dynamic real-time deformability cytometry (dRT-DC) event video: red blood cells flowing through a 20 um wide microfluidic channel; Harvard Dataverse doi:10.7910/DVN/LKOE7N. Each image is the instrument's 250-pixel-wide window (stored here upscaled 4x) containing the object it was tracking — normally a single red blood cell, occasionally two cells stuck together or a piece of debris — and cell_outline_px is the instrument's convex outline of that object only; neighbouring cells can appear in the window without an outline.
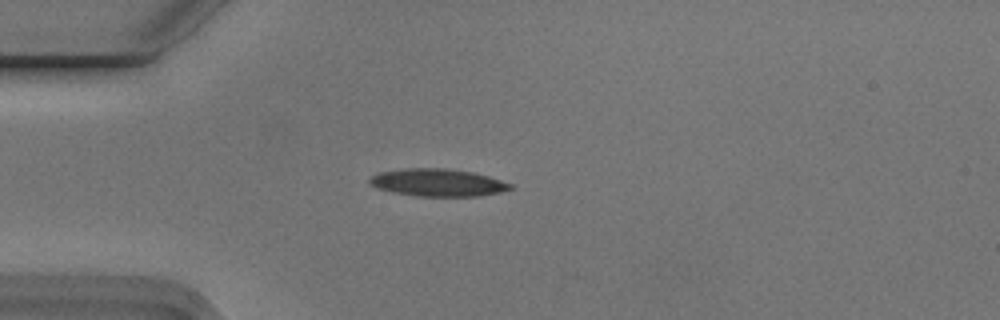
{"species": "Egyptian fruit bat (a non-hibernating species)", "species_latin": "Rousettus aegyptiacus", "temperature_condition": "cold", "stored_images_in_passage": 4, "camera_frame_rate_fps": 3000, "um_per_image_px": 0.085, "animal": {"sex": "male"}, "frame": {"image": 1, "passage_image": 4, "time_ms": 1.0, "image_size_px": [1000, 320], "cell_outline_px": [[512, 188], [500, 192], [476, 196], [416, 196], [392, 192], [376, 188], [368, 180], [372, 176], [380, 172], [404, 168], [444, 168], [472, 172], [488, 176], [512, 184]], "centroid_in_image_um": [37.19, 15.52], "position_along_channel_um": 47.8, "area_um2": 22.37}}